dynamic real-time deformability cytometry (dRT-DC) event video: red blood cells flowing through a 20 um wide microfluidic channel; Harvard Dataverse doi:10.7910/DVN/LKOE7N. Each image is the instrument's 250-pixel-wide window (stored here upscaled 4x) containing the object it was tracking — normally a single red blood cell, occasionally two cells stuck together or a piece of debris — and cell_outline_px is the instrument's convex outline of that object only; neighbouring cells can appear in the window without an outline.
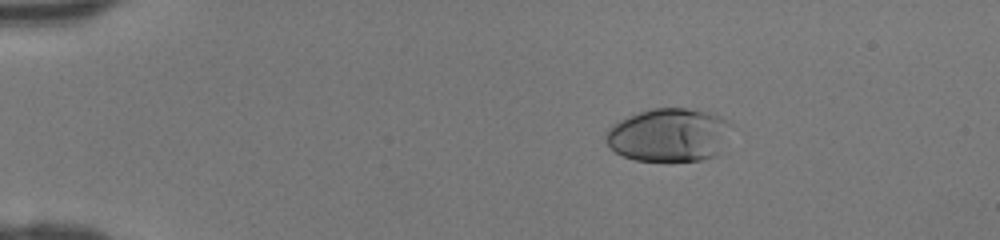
{"species": "human", "species_latin": "Homo sapiens", "temperature_condition": "room temperature", "stored_images_in_passage": 39, "camera_frame_rate_fps": 3000, "um_per_image_px": 0.085, "donor": {"sex": "female"}, "frame": {"image": 1, "passage_image": 1, "time_ms": 0.0, "image_size_px": [1000, 240], "cell_outline_px": [[736, 128], [716, 156], [700, 160], [636, 160], [624, 156], [616, 152], [608, 144], [604, 136], [608, 128], [612, 124], [628, 116], [652, 108], [688, 108], [708, 112], [732, 120], [736, 124]], "centroid_in_image_um": [56.96, 11.45], "position_along_channel_um": 28.0, "area_um2": 39.59}}
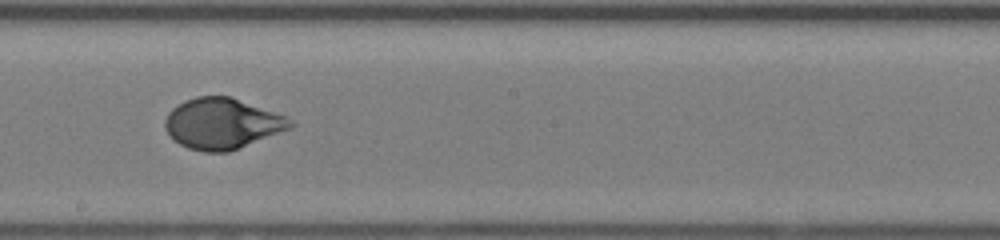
{"frame": {"image": 2, "passage_image": 20, "time_ms": 6.333, "image_size_px": [1000, 240], "cell_outline_px": [[296, 124], [292, 128], [240, 148], [228, 152], [204, 152], [188, 148], [180, 144], [164, 128], [164, 120], [168, 112], [172, 108], [184, 100], [196, 96], [228, 96], [288, 116]], "centroid_in_image_um": [18.91, 10.5], "position_along_channel_um": 229.3, "area_um2": 37.22}}
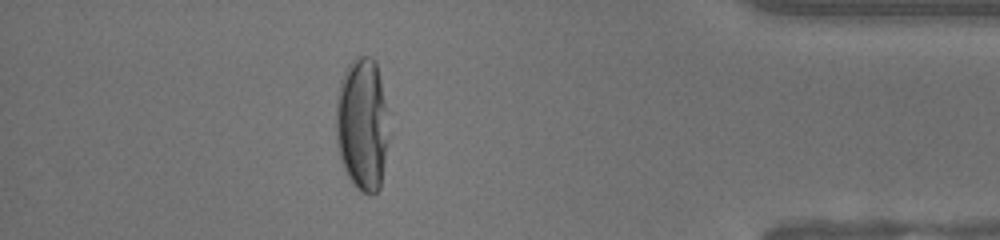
{"frame": {"image": 3, "passage_image": 34, "time_ms": 11.0, "image_size_px": [1000, 240], "cell_outline_px": [[392, 132], [380, 188], [372, 196], [368, 196], [360, 192], [352, 184], [340, 160], [336, 144], [336, 96], [344, 72], [348, 64], [356, 56], [372, 56], [376, 60]], "centroid_in_image_um": [30.83, 10.62], "position_along_channel_um": 404.4, "area_um2": 42.48}}